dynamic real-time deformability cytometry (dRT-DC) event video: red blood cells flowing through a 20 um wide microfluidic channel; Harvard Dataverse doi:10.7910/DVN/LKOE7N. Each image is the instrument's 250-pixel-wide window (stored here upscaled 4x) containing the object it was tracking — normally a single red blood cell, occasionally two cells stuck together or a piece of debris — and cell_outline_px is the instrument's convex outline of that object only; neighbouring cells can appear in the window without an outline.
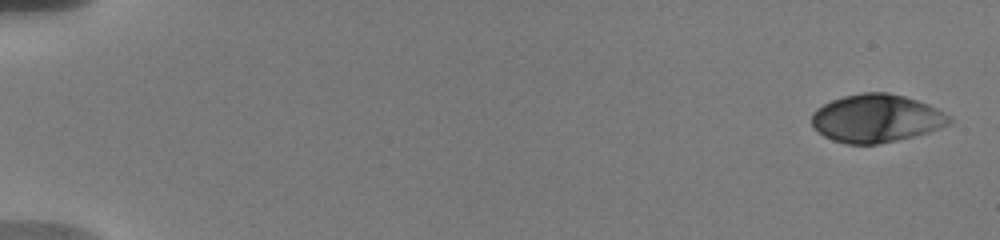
{"species": "human", "species_latin": "Homo sapiens", "temperature_condition": "warm", "stored_images_in_passage": 21, "camera_frame_rate_fps": 3000, "um_per_image_px": 0.085, "donor": {"sex": "male"}, "frame": {"image": 1, "passage_image": 1, "time_ms": 0.0, "image_size_px": [1000, 240], "cell_outline_px": [[952, 120], [948, 124], [928, 132], [880, 144], [844, 144], [832, 140], [824, 136], [812, 124], [812, 112], [816, 108], [832, 100], [844, 96], [864, 92], [888, 92], [904, 96], [928, 104], [936, 108], [948, 116]], "centroid_in_image_um": [74.45, 10.06], "position_along_channel_um": 10.5, "area_um2": 38.21}}
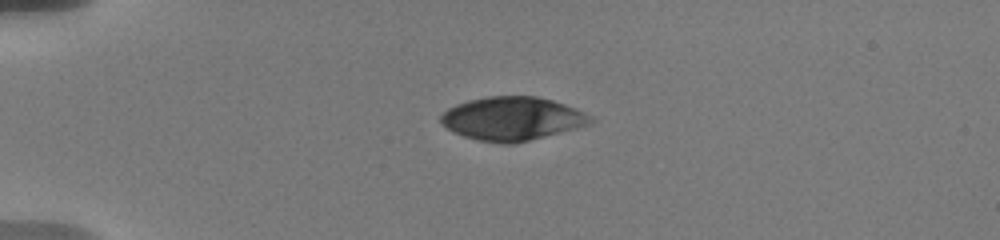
{"frame": {"image": 2, "passage_image": 16, "time_ms": 4.333, "image_size_px": [1000, 240], "cell_outline_px": [[592, 120], [576, 128], [512, 144], [500, 144], [476, 140], [452, 132], [440, 120], [440, 116], [448, 108], [456, 104], [468, 100], [488, 96], [536, 96], [552, 100], [576, 108], [584, 112]], "centroid_in_image_um": [43.47, 10.08], "position_along_channel_um": 41.5, "area_um2": 37.51}}
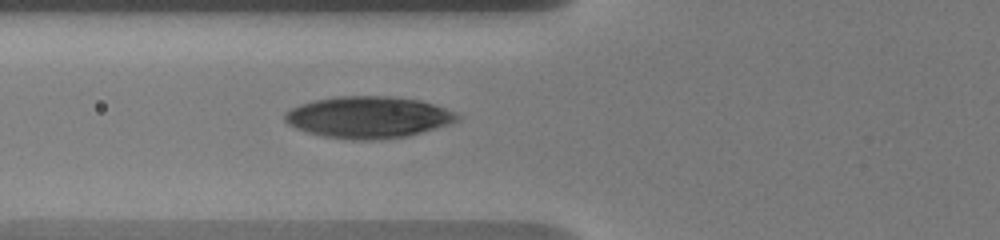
{"frame": {"image": 3, "passage_image": 21, "time_ms": 7.0, "image_size_px": [1000, 240], "cell_outline_px": [[460, 120], [452, 124], [408, 136], [376, 140], [352, 140], [324, 136], [308, 132], [296, 128], [288, 124], [284, 120], [284, 112], [300, 104], [312, 100], [336, 96], [388, 96], [420, 100], [456, 112], [460, 116]], "centroid_in_image_um": [31.32, 9.96], "position_along_channel_um": 94.5, "area_um2": 42.14}}